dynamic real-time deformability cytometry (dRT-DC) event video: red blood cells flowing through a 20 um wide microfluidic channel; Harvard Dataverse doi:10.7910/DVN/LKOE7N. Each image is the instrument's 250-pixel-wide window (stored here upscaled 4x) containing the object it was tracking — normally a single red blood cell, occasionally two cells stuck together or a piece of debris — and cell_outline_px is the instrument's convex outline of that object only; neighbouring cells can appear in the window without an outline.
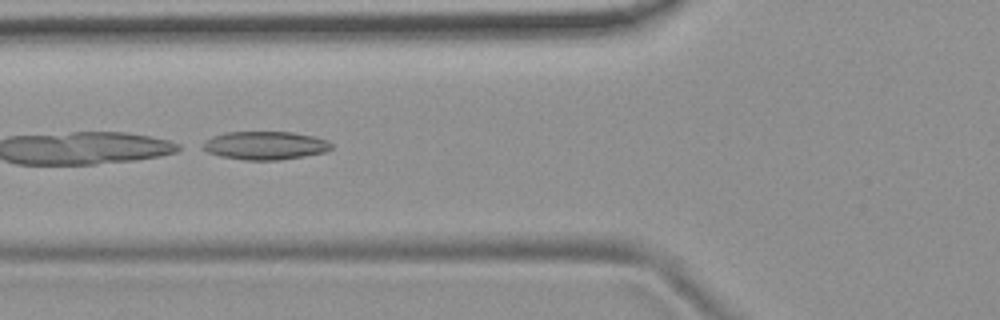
{"species": "common noctule bat (a hibernating species)", "species_latin": "Nyctalus noctula", "temperature_condition": "room temperature", "stored_images_in_passage": 14, "camera_frame_rate_fps": 3000, "um_per_image_px": 0.085, "animal": {"sex": "female", "body_mass_g": 19.9}, "frame": {"image": 1, "passage_image": 5, "time_ms": 1.333, "image_size_px": [1000, 320], "cell_outline_px": [[332, 148], [324, 152], [304, 156], [280, 160], [244, 160], [220, 156], [208, 152], [204, 148], [204, 144], [212, 136], [224, 132], [292, 132], [312, 136], [328, 140], [332, 144]], "centroid_in_image_um": [22.56, 12.36], "position_along_channel_um": 103.2, "area_um2": 21.04}}
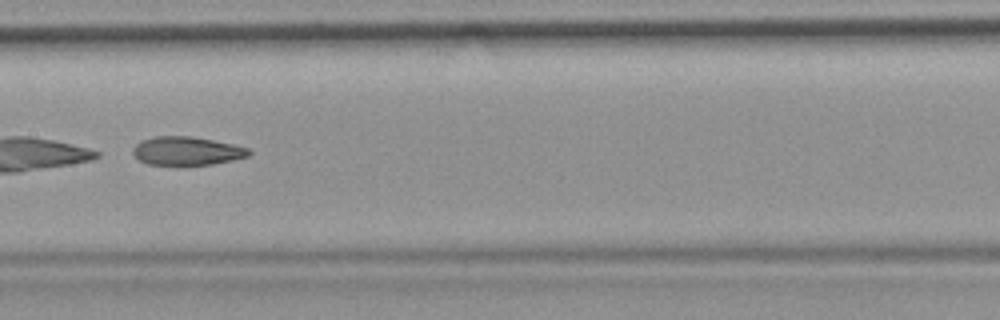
{"frame": {"image": 2, "passage_image": 12, "time_ms": 3.667, "image_size_px": [1000, 320], "cell_outline_px": [[252, 152], [248, 156], [232, 160], [212, 164], [180, 168], [148, 164], [140, 160], [132, 152], [132, 148], [140, 140], [152, 136], [192, 136], [232, 144], [248, 148]], "centroid_in_image_um": [15.83, 12.87], "position_along_channel_um": 191.6, "area_um2": 20.0}}